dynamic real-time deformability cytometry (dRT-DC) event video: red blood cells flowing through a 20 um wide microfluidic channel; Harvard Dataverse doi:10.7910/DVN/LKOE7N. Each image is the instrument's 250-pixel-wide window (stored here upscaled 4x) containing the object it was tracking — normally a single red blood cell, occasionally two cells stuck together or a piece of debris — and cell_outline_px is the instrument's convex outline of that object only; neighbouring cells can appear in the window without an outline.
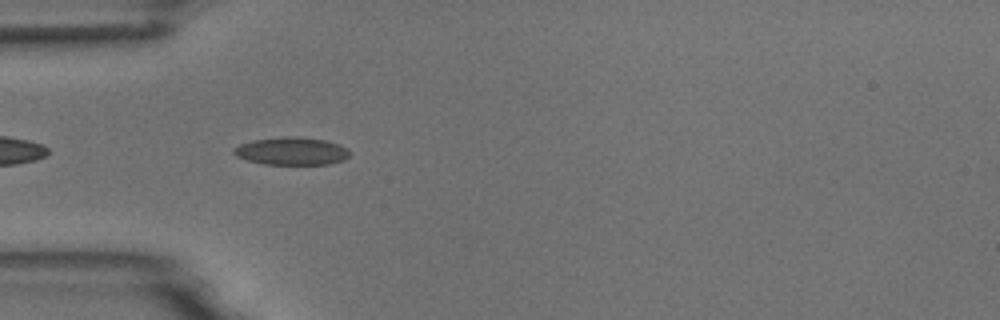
{"species": "common noctule bat (a hibernating species)", "species_latin": "Nyctalus noctula", "temperature_condition": "room temperature", "stored_images_in_passage": 5, "camera_frame_rate_fps": 3000, "um_per_image_px": 0.085, "animal": {"sex": "male", "body_mass_g": 18.8}, "frame": {"image": 1, "passage_image": 4, "time_ms": 3.333, "image_size_px": [1000, 320], "cell_outline_px": [[352, 152], [344, 160], [328, 164], [264, 164], [248, 160], [236, 156], [232, 152], [232, 148], [240, 144], [252, 140], [284, 136], [300, 136], [324, 140], [348, 148]], "centroid_in_image_um": [24.77, 12.83], "position_along_channel_um": 60.2, "area_um2": 18.84}}